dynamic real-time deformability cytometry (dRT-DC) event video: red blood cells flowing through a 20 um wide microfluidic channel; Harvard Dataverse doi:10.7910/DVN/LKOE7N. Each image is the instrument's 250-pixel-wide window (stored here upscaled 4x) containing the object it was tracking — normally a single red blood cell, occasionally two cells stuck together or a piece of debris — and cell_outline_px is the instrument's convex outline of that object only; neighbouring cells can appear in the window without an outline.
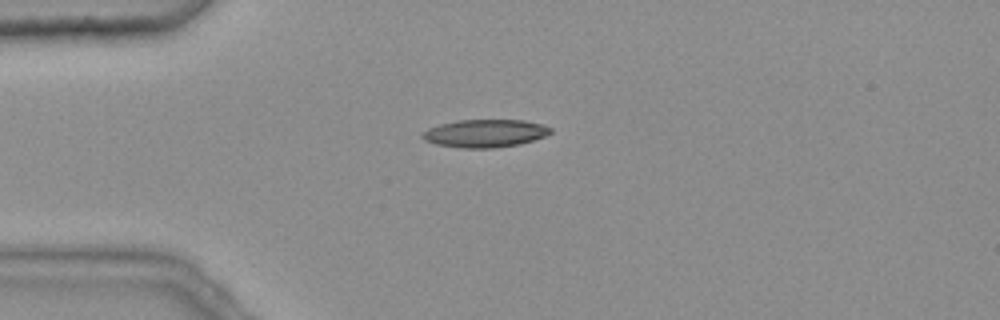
{"species": "common noctule bat (a hibernating species)", "species_latin": "Nyctalus noctula", "temperature_condition": "warm", "stored_images_in_passage": 4, "camera_frame_rate_fps": 3000, "um_per_image_px": 0.085, "animal": {"sex": "female", "body_mass_g": 25.1}, "frame": {"image": 1, "passage_image": 1, "time_ms": 0.0, "image_size_px": [1000, 320], "cell_outline_px": [[552, 132], [544, 136], [520, 144], [496, 148], [460, 148], [436, 144], [424, 140], [420, 136], [428, 128], [440, 124], [460, 120], [524, 120], [540, 124], [552, 128]], "centroid_in_image_um": [41.21, 11.34], "position_along_channel_um": 43.8, "area_um2": 20.75}}